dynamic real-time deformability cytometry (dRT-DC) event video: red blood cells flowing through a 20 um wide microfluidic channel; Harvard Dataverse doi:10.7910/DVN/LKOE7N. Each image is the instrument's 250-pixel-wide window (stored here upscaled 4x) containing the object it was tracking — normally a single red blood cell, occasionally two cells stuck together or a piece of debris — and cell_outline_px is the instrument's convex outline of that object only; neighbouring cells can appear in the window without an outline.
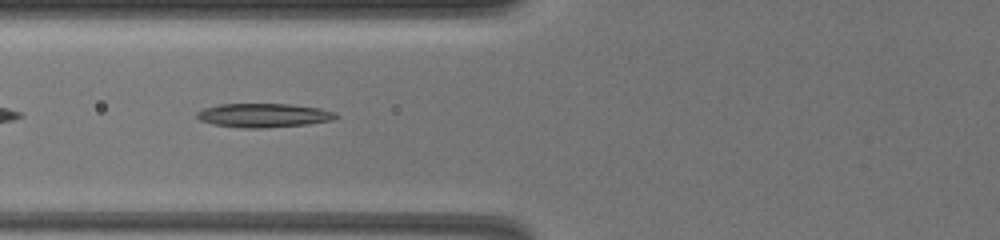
{"species": "common noctule bat (a hibernating species)", "species_latin": "Nyctalus noctula", "temperature_condition": "warm", "stored_images_in_passage": 43, "camera_frame_rate_fps": 3000, "um_per_image_px": 0.085, "animal": {"sex": "female", "body_mass_g": 19.5, "forearm_length_mm": 54.1}, "frame": {"image": 1, "passage_image": 6, "time_ms": 1.667, "image_size_px": [1000, 240], "cell_outline_px": [[340, 116], [332, 120], [308, 124], [264, 128], [240, 128], [212, 124], [200, 120], [196, 116], [196, 112], [204, 108], [220, 104], [288, 104], [320, 108], [336, 112]], "centroid_in_image_um": [22.42, 9.81], "position_along_channel_um": 103.4, "area_um2": 19.48}}
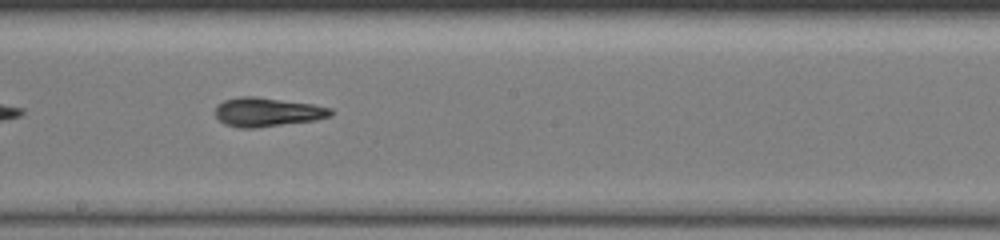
{"frame": {"image": 2, "passage_image": 17, "time_ms": 5.333, "image_size_px": [1000, 240], "cell_outline_px": [[332, 112], [328, 116], [316, 120], [256, 128], [240, 128], [224, 124], [216, 116], [216, 108], [224, 100], [240, 96], [256, 96], [312, 104], [332, 108]], "centroid_in_image_um": [22.71, 9.53], "position_along_channel_um": 225.5, "area_um2": 19.36}}
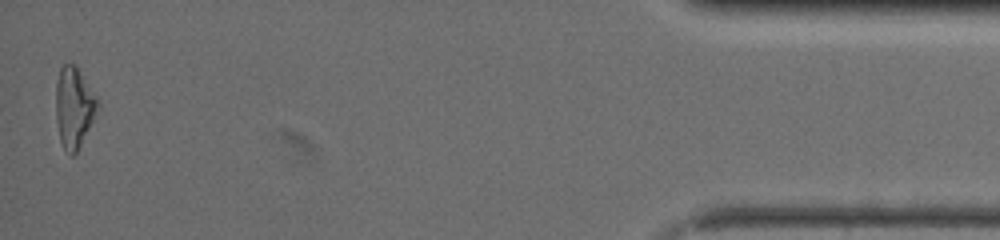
{"frame": {"image": 3, "passage_image": 42, "time_ms": 13.667, "image_size_px": [1000, 240], "cell_outline_px": [[100, 108], [76, 152], [72, 156], [64, 148], [60, 140], [56, 120], [56, 80], [60, 68], [64, 64], [76, 64], [96, 96], [100, 104]], "centroid_in_image_um": [6.3, 9.09], "position_along_channel_um": 428.9, "area_um2": 19.65}, "authors_computed_cell_mechanics": {"area_um2": 19.1896, "velocity_mm_per_s": 3.3232, "shape_relaxation_time_tau1_ms": 7.2557, "shape_relaxation_time_tau2_ms": 2.3899, "deformation_change_tau1": 0.2527, "deformation_change_tau2": 0.1074}}